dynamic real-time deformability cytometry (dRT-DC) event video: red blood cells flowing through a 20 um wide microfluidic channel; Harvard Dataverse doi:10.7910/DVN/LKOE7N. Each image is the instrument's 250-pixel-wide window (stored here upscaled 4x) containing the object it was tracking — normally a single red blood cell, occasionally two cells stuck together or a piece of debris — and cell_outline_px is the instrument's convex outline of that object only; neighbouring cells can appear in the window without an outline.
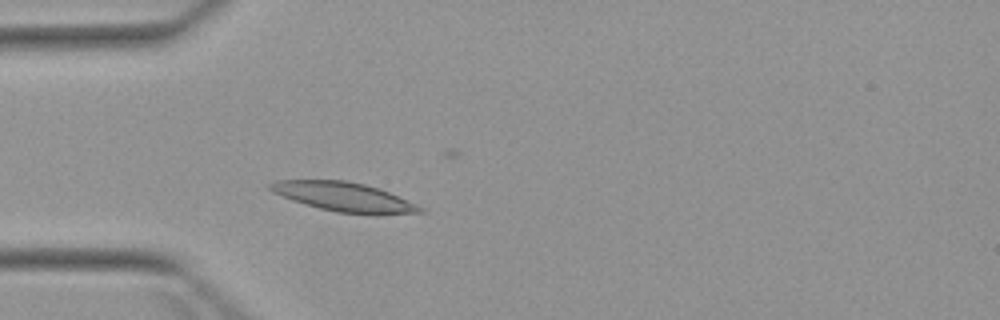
{"species": "Egyptian fruit bat (a non-hibernating species)", "species_latin": "Rousettus aegyptiacus", "temperature_condition": "warm", "stored_images_in_passage": 1, "camera_frame_rate_fps": 3000, "um_per_image_px": 0.085, "animal": {"sex": "female"}, "frame": {"image": 1, "passage_image": 1, "time_ms": 0.0, "image_size_px": [1000, 320], "cell_outline_px": [[424, 212], [376, 216], [336, 212], [304, 204], [292, 200], [272, 192], [268, 188], [268, 184], [276, 180], [344, 180], [364, 184], [380, 188], [416, 204], [424, 208]], "centroid_in_image_um": [29.27, 16.75], "position_along_channel_um": 55.7, "area_um2": 25.84}}